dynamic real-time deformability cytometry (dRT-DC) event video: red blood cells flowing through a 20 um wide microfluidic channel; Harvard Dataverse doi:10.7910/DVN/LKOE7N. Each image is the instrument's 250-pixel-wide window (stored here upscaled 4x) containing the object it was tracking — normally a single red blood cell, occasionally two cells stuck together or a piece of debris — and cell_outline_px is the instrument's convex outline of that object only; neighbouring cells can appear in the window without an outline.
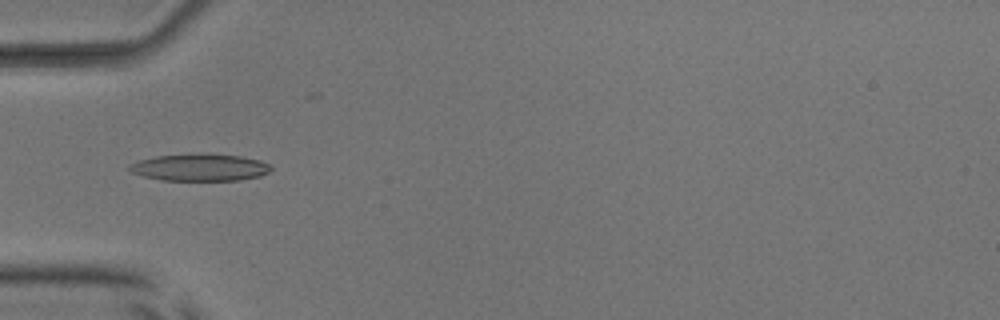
{"species": "common noctule bat (a hibernating species)", "species_latin": "Nyctalus noctula", "temperature_condition": "room temperature", "stored_images_in_passage": 53, "camera_frame_rate_fps": 3000, "um_per_image_px": 0.085, "animal": {"sex": "male", "body_mass_g": 17.9, "forearm_length_mm": 54.2}, "frame": {"image": 1, "passage_image": 18, "time_ms": 5.667, "image_size_px": [1000, 320], "cell_outline_px": [[272, 168], [268, 172], [260, 176], [240, 180], [160, 180], [144, 176], [132, 172], [128, 168], [128, 164], [136, 160], [156, 156], [200, 152], [240, 156], [260, 160], [272, 164]], "centroid_in_image_um": [16.98, 14.21], "position_along_channel_um": 68.0, "area_um2": 22.77}}
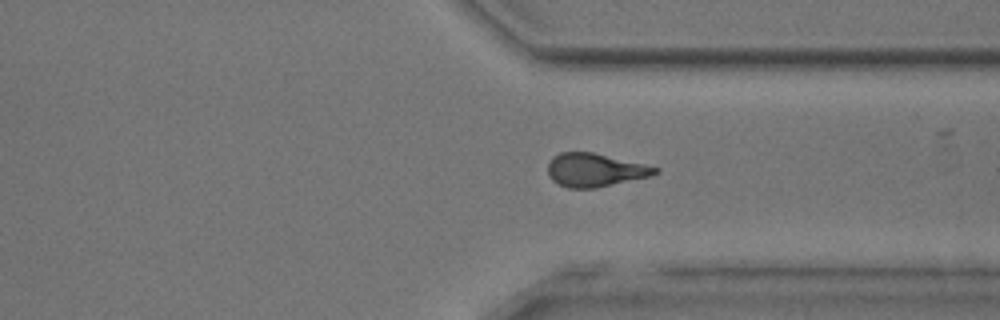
{"frame": {"image": 2, "passage_image": 40, "time_ms": 13.0, "image_size_px": [1000, 320], "cell_outline_px": [[660, 172], [652, 176], [596, 188], [568, 188], [552, 180], [548, 176], [548, 164], [552, 156], [560, 152], [592, 152], [660, 168]], "centroid_in_image_um": [50.57, 14.45], "position_along_channel_um": 360.8, "area_um2": 20.87}}
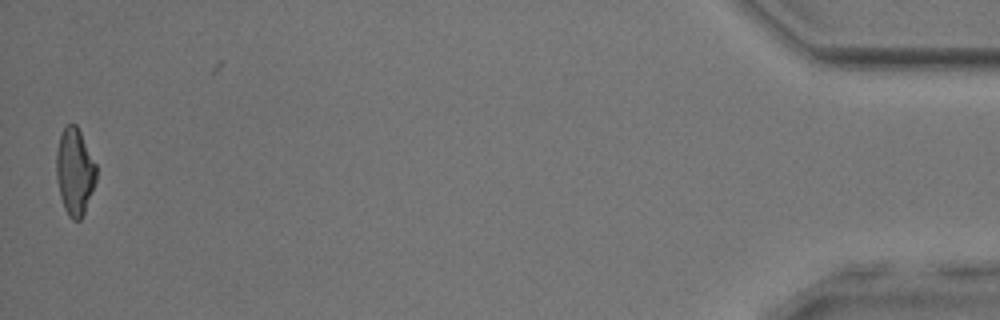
{"frame": {"image": 3, "passage_image": 52, "time_ms": 17.0, "image_size_px": [1000, 320], "cell_outline_px": [[96, 180], [84, 212], [80, 220], [72, 220], [68, 216], [64, 208], [60, 196], [56, 176], [56, 152], [60, 136], [64, 128], [68, 124], [76, 124], [96, 164]], "centroid_in_image_um": [6.34, 14.6], "position_along_channel_um": 428.9, "area_um2": 20.0}, "authors_computed_cell_mechanics": {"area_um2": 21.2704, "velocity_mm_per_s": 3.9989, "shape_relaxation_time_tau1_ms": 3.3373, "shape_relaxation_time_tau2_ms": 2.2554, "deformation_change_tau1": 0.1541, "deformation_change_tau2": 0.1217}}